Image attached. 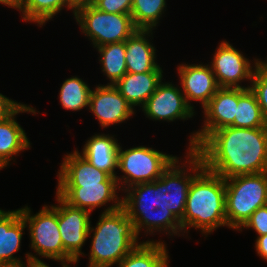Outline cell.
<instances>
[{"instance_id":"6da1fadb","label":"cell","mask_w":267,"mask_h":267,"mask_svg":"<svg viewBox=\"0 0 267 267\" xmlns=\"http://www.w3.org/2000/svg\"><path fill=\"white\" fill-rule=\"evenodd\" d=\"M194 151L206 169L224 179L267 172V126L223 127L211 132Z\"/></svg>"},{"instance_id":"7a4b0ae2","label":"cell","mask_w":267,"mask_h":267,"mask_svg":"<svg viewBox=\"0 0 267 267\" xmlns=\"http://www.w3.org/2000/svg\"><path fill=\"white\" fill-rule=\"evenodd\" d=\"M225 225L228 226L225 179L204 167L190 184L181 219L182 230L186 231V226H191L210 233Z\"/></svg>"},{"instance_id":"3957f363","label":"cell","mask_w":267,"mask_h":267,"mask_svg":"<svg viewBox=\"0 0 267 267\" xmlns=\"http://www.w3.org/2000/svg\"><path fill=\"white\" fill-rule=\"evenodd\" d=\"M94 229L89 267H110L140 245L133 221L122 205L108 207L89 233Z\"/></svg>"},{"instance_id":"277c9868","label":"cell","mask_w":267,"mask_h":267,"mask_svg":"<svg viewBox=\"0 0 267 267\" xmlns=\"http://www.w3.org/2000/svg\"><path fill=\"white\" fill-rule=\"evenodd\" d=\"M130 189L132 192L129 187L125 191L129 193L122 199V208L133 221L137 235L144 225L147 232L152 233L153 229L169 230L174 234L182 230L181 221L166 209L165 171L156 181L136 184Z\"/></svg>"},{"instance_id":"5b68a950","label":"cell","mask_w":267,"mask_h":267,"mask_svg":"<svg viewBox=\"0 0 267 267\" xmlns=\"http://www.w3.org/2000/svg\"><path fill=\"white\" fill-rule=\"evenodd\" d=\"M225 186L227 225L233 229H241L259 207L267 205V172L236 175L225 179Z\"/></svg>"},{"instance_id":"8992f818","label":"cell","mask_w":267,"mask_h":267,"mask_svg":"<svg viewBox=\"0 0 267 267\" xmlns=\"http://www.w3.org/2000/svg\"><path fill=\"white\" fill-rule=\"evenodd\" d=\"M74 15L95 47L124 42L138 30L130 14L107 13L93 4L78 8Z\"/></svg>"},{"instance_id":"52a82bcc","label":"cell","mask_w":267,"mask_h":267,"mask_svg":"<svg viewBox=\"0 0 267 267\" xmlns=\"http://www.w3.org/2000/svg\"><path fill=\"white\" fill-rule=\"evenodd\" d=\"M21 216L28 223L31 237V247L37 254L62 262L76 263L64 250L58 225V206H44L34 216L28 207L21 208Z\"/></svg>"},{"instance_id":"ba28073f","label":"cell","mask_w":267,"mask_h":267,"mask_svg":"<svg viewBox=\"0 0 267 267\" xmlns=\"http://www.w3.org/2000/svg\"><path fill=\"white\" fill-rule=\"evenodd\" d=\"M177 159L149 147L139 146L123 151L119 145L117 168L126 175L124 184L131 187L140 183L156 181Z\"/></svg>"},{"instance_id":"9c48e42d","label":"cell","mask_w":267,"mask_h":267,"mask_svg":"<svg viewBox=\"0 0 267 267\" xmlns=\"http://www.w3.org/2000/svg\"><path fill=\"white\" fill-rule=\"evenodd\" d=\"M238 105V88L220 87L204 107L205 126L191 136L189 149L194 150L211 132L230 126Z\"/></svg>"},{"instance_id":"30bf717a","label":"cell","mask_w":267,"mask_h":267,"mask_svg":"<svg viewBox=\"0 0 267 267\" xmlns=\"http://www.w3.org/2000/svg\"><path fill=\"white\" fill-rule=\"evenodd\" d=\"M58 225L64 250L77 262L81 253V247L89 236L90 216L89 212L70 206L57 195Z\"/></svg>"},{"instance_id":"8fae6325","label":"cell","mask_w":267,"mask_h":267,"mask_svg":"<svg viewBox=\"0 0 267 267\" xmlns=\"http://www.w3.org/2000/svg\"><path fill=\"white\" fill-rule=\"evenodd\" d=\"M190 162L193 166L191 169L194 175H186L185 170H180L176 166L178 159H175L165 170V199L166 209L172 212L180 221L184 216V210L188 195V190L193 178L204 168L201 157L192 149H189Z\"/></svg>"},{"instance_id":"7c38bea8","label":"cell","mask_w":267,"mask_h":267,"mask_svg":"<svg viewBox=\"0 0 267 267\" xmlns=\"http://www.w3.org/2000/svg\"><path fill=\"white\" fill-rule=\"evenodd\" d=\"M211 63L219 87L242 88L239 82L252 79L255 70L243 54L225 41L219 45Z\"/></svg>"},{"instance_id":"4fadbf2b","label":"cell","mask_w":267,"mask_h":267,"mask_svg":"<svg viewBox=\"0 0 267 267\" xmlns=\"http://www.w3.org/2000/svg\"><path fill=\"white\" fill-rule=\"evenodd\" d=\"M142 108L152 120L174 121L178 118H190L194 114L181 89L161 82Z\"/></svg>"},{"instance_id":"5bb4252c","label":"cell","mask_w":267,"mask_h":267,"mask_svg":"<svg viewBox=\"0 0 267 267\" xmlns=\"http://www.w3.org/2000/svg\"><path fill=\"white\" fill-rule=\"evenodd\" d=\"M119 179L109 176L104 182L98 184L82 185V187H57L56 195L70 206L91 213L94 208L111 200L115 205H122V200L119 201L118 195H116Z\"/></svg>"},{"instance_id":"9a60e30c","label":"cell","mask_w":267,"mask_h":267,"mask_svg":"<svg viewBox=\"0 0 267 267\" xmlns=\"http://www.w3.org/2000/svg\"><path fill=\"white\" fill-rule=\"evenodd\" d=\"M89 109L94 113L103 128L128 119L133 113V107L120 94L114 85L97 86L92 90Z\"/></svg>"},{"instance_id":"2e32d148","label":"cell","mask_w":267,"mask_h":267,"mask_svg":"<svg viewBox=\"0 0 267 267\" xmlns=\"http://www.w3.org/2000/svg\"><path fill=\"white\" fill-rule=\"evenodd\" d=\"M184 96L188 105L191 100L201 101L204 108L220 88L210 66L180 65L178 68ZM190 100V101H189Z\"/></svg>"},{"instance_id":"e0dca14e","label":"cell","mask_w":267,"mask_h":267,"mask_svg":"<svg viewBox=\"0 0 267 267\" xmlns=\"http://www.w3.org/2000/svg\"><path fill=\"white\" fill-rule=\"evenodd\" d=\"M58 173V187H82L104 182L110 175L94 167L79 152L74 151L64 157Z\"/></svg>"},{"instance_id":"ac0fdd59","label":"cell","mask_w":267,"mask_h":267,"mask_svg":"<svg viewBox=\"0 0 267 267\" xmlns=\"http://www.w3.org/2000/svg\"><path fill=\"white\" fill-rule=\"evenodd\" d=\"M26 226L20 209L0 214V267L21 264L13 254L20 249L22 231Z\"/></svg>"},{"instance_id":"d6986e66","label":"cell","mask_w":267,"mask_h":267,"mask_svg":"<svg viewBox=\"0 0 267 267\" xmlns=\"http://www.w3.org/2000/svg\"><path fill=\"white\" fill-rule=\"evenodd\" d=\"M162 79V70L146 73L127 72L114 86L133 107H143Z\"/></svg>"},{"instance_id":"ffe728a7","label":"cell","mask_w":267,"mask_h":267,"mask_svg":"<svg viewBox=\"0 0 267 267\" xmlns=\"http://www.w3.org/2000/svg\"><path fill=\"white\" fill-rule=\"evenodd\" d=\"M150 32L152 30L138 29L125 41L127 72L146 73L153 70H162L155 63L154 47L145 37Z\"/></svg>"},{"instance_id":"44dd1931","label":"cell","mask_w":267,"mask_h":267,"mask_svg":"<svg viewBox=\"0 0 267 267\" xmlns=\"http://www.w3.org/2000/svg\"><path fill=\"white\" fill-rule=\"evenodd\" d=\"M20 112L36 113L33 107L21 104L8 118L0 121V169L8 165L11 156L30 146L24 130L14 119Z\"/></svg>"},{"instance_id":"7402d4cb","label":"cell","mask_w":267,"mask_h":267,"mask_svg":"<svg viewBox=\"0 0 267 267\" xmlns=\"http://www.w3.org/2000/svg\"><path fill=\"white\" fill-rule=\"evenodd\" d=\"M119 145L109 135H94L83 148V156L97 169L107 172L112 177H118L115 169L118 163Z\"/></svg>"},{"instance_id":"603a6c76","label":"cell","mask_w":267,"mask_h":267,"mask_svg":"<svg viewBox=\"0 0 267 267\" xmlns=\"http://www.w3.org/2000/svg\"><path fill=\"white\" fill-rule=\"evenodd\" d=\"M168 254L162 242L140 243L120 262L119 267H168Z\"/></svg>"},{"instance_id":"cb8c5ba5","label":"cell","mask_w":267,"mask_h":267,"mask_svg":"<svg viewBox=\"0 0 267 267\" xmlns=\"http://www.w3.org/2000/svg\"><path fill=\"white\" fill-rule=\"evenodd\" d=\"M237 128L266 127L261 107L250 86L238 88V105L234 122L230 125Z\"/></svg>"},{"instance_id":"d4e9b609","label":"cell","mask_w":267,"mask_h":267,"mask_svg":"<svg viewBox=\"0 0 267 267\" xmlns=\"http://www.w3.org/2000/svg\"><path fill=\"white\" fill-rule=\"evenodd\" d=\"M101 54L103 72L110 79L109 85H115L126 73L125 41L96 47Z\"/></svg>"},{"instance_id":"484cf974","label":"cell","mask_w":267,"mask_h":267,"mask_svg":"<svg viewBox=\"0 0 267 267\" xmlns=\"http://www.w3.org/2000/svg\"><path fill=\"white\" fill-rule=\"evenodd\" d=\"M91 92L92 90L82 79L68 78L60 88V102L63 108L78 111L89 106Z\"/></svg>"},{"instance_id":"4316f807","label":"cell","mask_w":267,"mask_h":267,"mask_svg":"<svg viewBox=\"0 0 267 267\" xmlns=\"http://www.w3.org/2000/svg\"><path fill=\"white\" fill-rule=\"evenodd\" d=\"M165 0H133L131 17L137 29L151 30L158 23Z\"/></svg>"},{"instance_id":"83f0119b","label":"cell","mask_w":267,"mask_h":267,"mask_svg":"<svg viewBox=\"0 0 267 267\" xmlns=\"http://www.w3.org/2000/svg\"><path fill=\"white\" fill-rule=\"evenodd\" d=\"M65 5L71 8L75 14V10L68 4L67 0H25L20 11L23 13V20L34 21L43 25Z\"/></svg>"},{"instance_id":"f1b7e54d","label":"cell","mask_w":267,"mask_h":267,"mask_svg":"<svg viewBox=\"0 0 267 267\" xmlns=\"http://www.w3.org/2000/svg\"><path fill=\"white\" fill-rule=\"evenodd\" d=\"M251 83L250 89L256 96L267 125V63L256 60Z\"/></svg>"},{"instance_id":"f546056e","label":"cell","mask_w":267,"mask_h":267,"mask_svg":"<svg viewBox=\"0 0 267 267\" xmlns=\"http://www.w3.org/2000/svg\"><path fill=\"white\" fill-rule=\"evenodd\" d=\"M133 0H94L93 5L111 14H130Z\"/></svg>"},{"instance_id":"4dcf8cb0","label":"cell","mask_w":267,"mask_h":267,"mask_svg":"<svg viewBox=\"0 0 267 267\" xmlns=\"http://www.w3.org/2000/svg\"><path fill=\"white\" fill-rule=\"evenodd\" d=\"M242 227L253 228L259 236L267 235V205L259 207Z\"/></svg>"},{"instance_id":"1f68e13d","label":"cell","mask_w":267,"mask_h":267,"mask_svg":"<svg viewBox=\"0 0 267 267\" xmlns=\"http://www.w3.org/2000/svg\"><path fill=\"white\" fill-rule=\"evenodd\" d=\"M20 105L21 103H17L0 94V121L8 118Z\"/></svg>"},{"instance_id":"d6a6232c","label":"cell","mask_w":267,"mask_h":267,"mask_svg":"<svg viewBox=\"0 0 267 267\" xmlns=\"http://www.w3.org/2000/svg\"><path fill=\"white\" fill-rule=\"evenodd\" d=\"M255 245L259 256L267 260V235L258 236Z\"/></svg>"},{"instance_id":"836d02e7","label":"cell","mask_w":267,"mask_h":267,"mask_svg":"<svg viewBox=\"0 0 267 267\" xmlns=\"http://www.w3.org/2000/svg\"><path fill=\"white\" fill-rule=\"evenodd\" d=\"M27 256V267H35L36 265H45V263L41 260H39L35 255H31L30 253L26 254ZM1 267H25L22 263L16 264V265H6Z\"/></svg>"},{"instance_id":"e575fe53","label":"cell","mask_w":267,"mask_h":267,"mask_svg":"<svg viewBox=\"0 0 267 267\" xmlns=\"http://www.w3.org/2000/svg\"><path fill=\"white\" fill-rule=\"evenodd\" d=\"M68 4L76 11L78 8L93 4L94 0H67Z\"/></svg>"},{"instance_id":"d590c367","label":"cell","mask_w":267,"mask_h":267,"mask_svg":"<svg viewBox=\"0 0 267 267\" xmlns=\"http://www.w3.org/2000/svg\"><path fill=\"white\" fill-rule=\"evenodd\" d=\"M24 1L25 0H0V3L21 10Z\"/></svg>"},{"instance_id":"8d00e7d4","label":"cell","mask_w":267,"mask_h":267,"mask_svg":"<svg viewBox=\"0 0 267 267\" xmlns=\"http://www.w3.org/2000/svg\"><path fill=\"white\" fill-rule=\"evenodd\" d=\"M35 267H49V266H47L46 264L45 265H36ZM63 267H69L68 265H63Z\"/></svg>"}]
</instances>
